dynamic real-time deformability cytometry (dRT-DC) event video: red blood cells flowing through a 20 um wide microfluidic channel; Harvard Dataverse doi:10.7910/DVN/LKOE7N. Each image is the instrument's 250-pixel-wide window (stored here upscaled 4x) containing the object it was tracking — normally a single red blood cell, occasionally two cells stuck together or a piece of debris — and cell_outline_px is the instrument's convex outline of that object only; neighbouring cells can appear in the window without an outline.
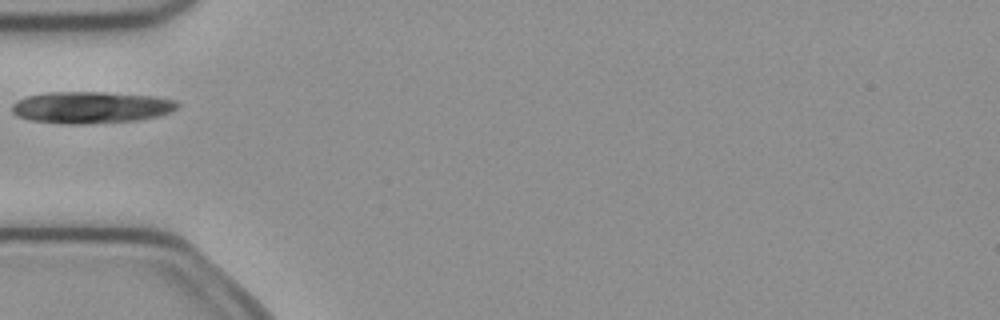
{"species": "common noctule bat (a hibernating species)", "species_latin": "Nyctalus noctula", "temperature_condition": "cold", "stored_images_in_passage": 1, "camera_frame_rate_fps": 3000, "um_per_image_px": 0.085, "animal": {"sex": "female", "body_mass_g": 21.9}, "frame": {"image": 1, "passage_image": 1, "time_ms": 0.0, "image_size_px": [1000, 320], "cell_outline_px": [[180, 104], [176, 108], [168, 112], [156, 116], [136, 120], [80, 124], [60, 124], [28, 120], [16, 116], [12, 112], [12, 104], [16, 100], [28, 96], [48, 92], [104, 92], [152, 96], [176, 100]], "centroid_in_image_um": [7.67, 9.13], "position_along_channel_um": 77.3, "area_um2": 30.58}}